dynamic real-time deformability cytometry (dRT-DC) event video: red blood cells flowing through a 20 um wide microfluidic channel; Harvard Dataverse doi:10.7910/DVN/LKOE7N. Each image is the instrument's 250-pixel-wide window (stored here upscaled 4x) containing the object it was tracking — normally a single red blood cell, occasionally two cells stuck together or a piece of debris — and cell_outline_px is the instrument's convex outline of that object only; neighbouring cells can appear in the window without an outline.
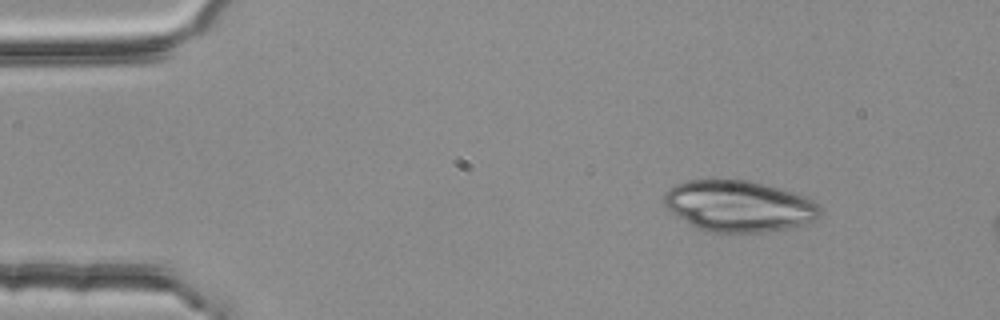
{"species": "common noctule bat (a hibernating species)", "species_latin": "Nyctalus noctula", "temperature_condition": "room temperature", "stored_images_in_passage": 2, "camera_frame_rate_fps": 3000, "um_per_image_px": 0.085, "animal": {"sex": "female", "body_mass_g": 25.1}, "frame": {"image": 1, "passage_image": 1, "time_ms": 0.0, "image_size_px": [1000, 320], "cell_outline_px": [[824, 212], [816, 220], [792, 228], [764, 232], [712, 232], [700, 228], [676, 216], [664, 204], [664, 196], [676, 184], [688, 180], [748, 180], [764, 184], [792, 192], [804, 196], [820, 204], [824, 208]], "centroid_in_image_um": [62.89, 17.52], "position_along_channel_um": 22.1, "area_um2": 46.41}}